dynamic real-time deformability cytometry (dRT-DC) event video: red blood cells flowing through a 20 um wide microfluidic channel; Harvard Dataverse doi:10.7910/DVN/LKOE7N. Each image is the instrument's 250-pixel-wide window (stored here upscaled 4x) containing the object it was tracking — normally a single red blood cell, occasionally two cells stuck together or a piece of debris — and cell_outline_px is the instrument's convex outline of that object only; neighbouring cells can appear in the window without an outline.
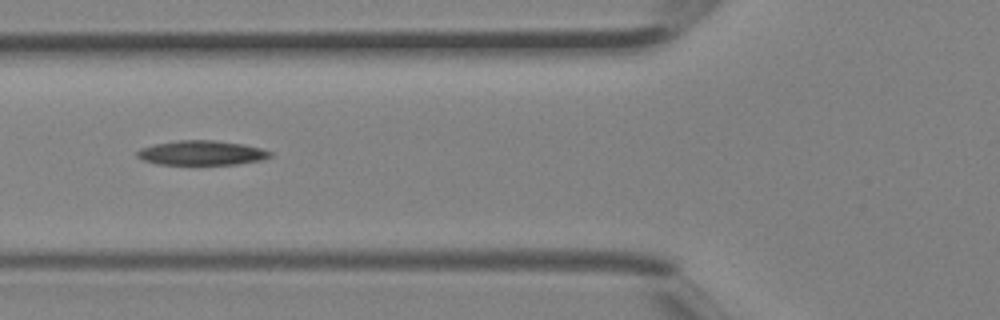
{"species": "Egyptian fruit bat (a non-hibernating species)", "species_latin": "Rousettus aegyptiacus", "temperature_condition": "room temperature", "stored_images_in_passage": 5, "camera_frame_rate_fps": 3000, "um_per_image_px": 0.085, "animal": {"sex": "female"}, "frame": {"image": 1, "passage_image": 5, "time_ms": 1.333, "image_size_px": [1000, 320], "cell_outline_px": [[272, 156], [260, 160], [236, 164], [156, 164], [144, 160], [136, 156], [136, 152], [140, 148], [156, 144], [176, 140], [216, 140], [244, 144], [260, 148], [272, 152]], "centroid_in_image_um": [17.13, 12.98], "position_along_channel_um": 108.7, "area_um2": 18.96}}